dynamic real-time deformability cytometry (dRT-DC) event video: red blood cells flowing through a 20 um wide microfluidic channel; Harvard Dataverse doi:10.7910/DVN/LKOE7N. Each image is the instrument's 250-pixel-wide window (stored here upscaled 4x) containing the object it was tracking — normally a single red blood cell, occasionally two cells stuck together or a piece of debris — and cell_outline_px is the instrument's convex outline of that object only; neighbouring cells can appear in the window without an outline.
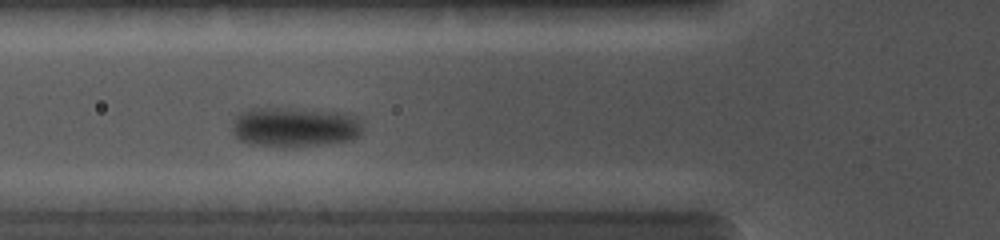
{"species": "common noctule bat (a hibernating species)", "species_latin": "Nyctalus noctula", "temperature_condition": "cold", "stored_images_in_passage": 26, "camera_frame_rate_fps": 5000, "um_per_image_px": 0.085, "animal": {"sex": "female", "body_mass_g": 19.0, "forearm_length_mm": 56.7}, "frame": {"image": 1, "passage_image": 5, "time_ms": 4.0, "image_size_px": [1000, 240], "cell_outline_px": [[364, 132], [360, 136], [348, 140], [328, 144], [284, 148], [248, 144], [240, 140], [232, 132], [232, 124], [236, 116], [240, 112], [252, 108], [312, 108], [352, 112], [360, 116], [364, 124]], "centroid_in_image_um": [25.16, 10.78], "position_along_channel_um": 100.6, "area_um2": 31.85}}
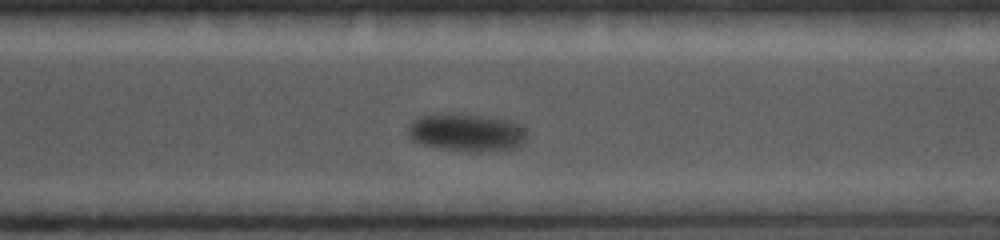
{"frame": {"image": 2, "passage_image": 16, "time_ms": 9.6, "image_size_px": [1000, 240], "cell_outline_px": [[524, 144], [512, 148], [488, 152], [436, 148], [420, 144], [412, 140], [408, 136], [408, 124], [412, 120], [424, 116], [488, 116], [512, 120], [524, 128]], "centroid_in_image_um": [39.66, 11.3], "position_along_channel_um": 330.9, "area_um2": 25.49}}
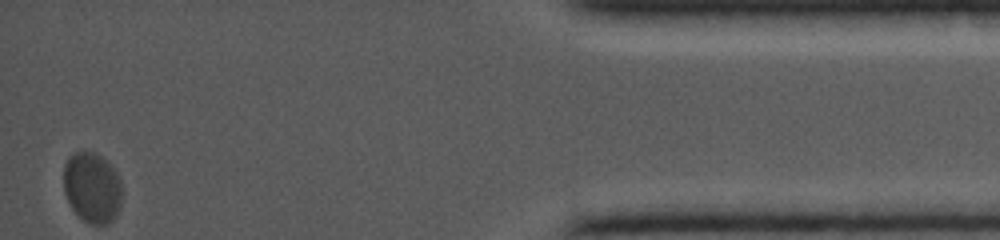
{"frame": {"image": 3, "passage_image": 26, "time_ms": 13.4, "image_size_px": [1000, 240], "cell_outline_px": [[120, 208], [112, 220], [108, 224], [92, 224], [84, 220], [72, 208], [64, 192], [64, 164], [68, 156], [76, 152], [92, 152], [100, 156], [116, 172], [120, 180]], "centroid_in_image_um": [7.81, 15.94], "position_along_channel_um": 427.4, "area_um2": 23.58}}